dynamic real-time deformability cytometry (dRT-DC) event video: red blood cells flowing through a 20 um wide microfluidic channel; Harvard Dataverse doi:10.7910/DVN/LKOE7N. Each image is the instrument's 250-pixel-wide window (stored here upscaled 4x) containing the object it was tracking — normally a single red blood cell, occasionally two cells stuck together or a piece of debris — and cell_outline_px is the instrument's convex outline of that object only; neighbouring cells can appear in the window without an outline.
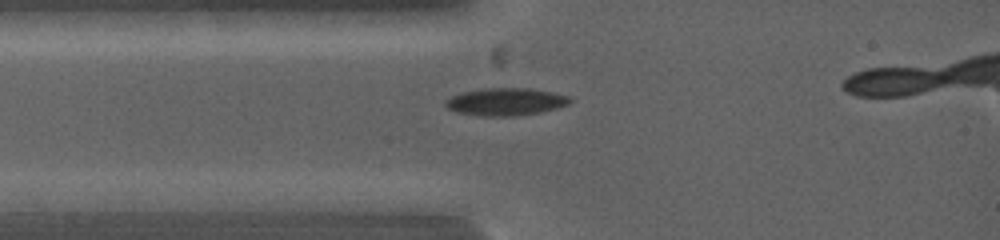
{"species": "common noctule bat (a hibernating species)", "species_latin": "Nyctalus noctula", "temperature_condition": "warm", "stored_images_in_passage": 31, "camera_frame_rate_fps": 5000, "um_per_image_px": 0.085, "animal": {"sex": "female", "body_mass_g": 19.0, "forearm_length_mm": 53.3}, "frame": {"image": 1, "passage_image": 6, "time_ms": 1.8, "image_size_px": [1000, 240], "cell_outline_px": [[572, 100], [568, 104], [556, 108], [540, 112], [512, 116], [480, 116], [456, 112], [448, 108], [444, 104], [444, 100], [460, 92], [484, 88], [528, 88], [552, 92], [572, 96]], "centroid_in_image_um": [42.97, 8.64], "position_along_channel_um": 42.0, "area_um2": 20.06}}
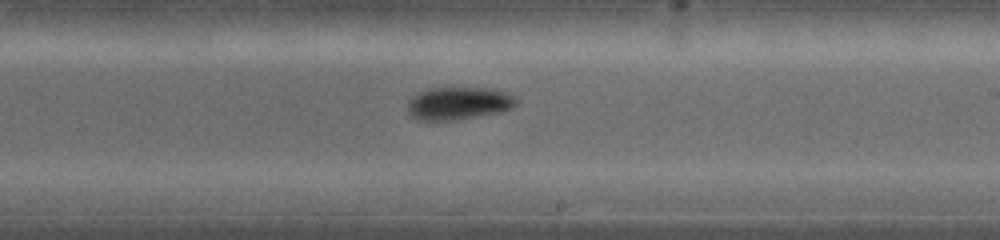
{"frame": {"image": 2, "passage_image": 20, "time_ms": 7.0, "image_size_px": [1000, 240], "cell_outline_px": [[516, 104], [504, 112], [452, 120], [416, 120], [408, 112], [408, 100], [412, 96], [420, 92], [432, 88], [492, 88], [508, 92], [516, 96]], "centroid_in_image_um": [39.0, 8.78], "position_along_channel_um": 250.0, "area_um2": 20.81}}
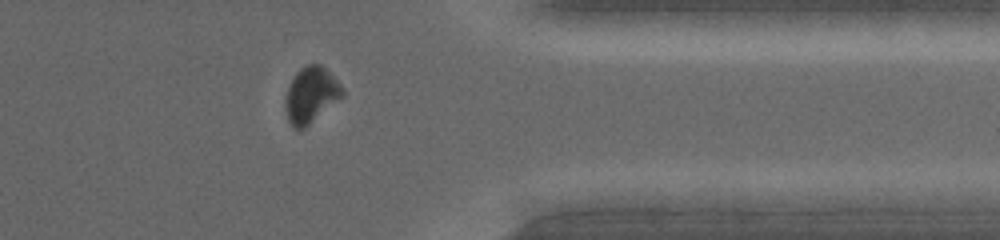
{"frame": {"image": 3, "passage_image": 30, "time_ms": 10.6, "image_size_px": [1000, 240], "cell_outline_px": [[344, 96], [304, 128], [292, 128], [288, 120], [284, 108], [284, 100], [288, 88], [296, 72], [300, 68], [308, 64], [320, 64], [340, 84], [344, 92]], "centroid_in_image_um": [26.41, 8.08], "position_along_channel_um": 385.0, "area_um2": 18.38}}